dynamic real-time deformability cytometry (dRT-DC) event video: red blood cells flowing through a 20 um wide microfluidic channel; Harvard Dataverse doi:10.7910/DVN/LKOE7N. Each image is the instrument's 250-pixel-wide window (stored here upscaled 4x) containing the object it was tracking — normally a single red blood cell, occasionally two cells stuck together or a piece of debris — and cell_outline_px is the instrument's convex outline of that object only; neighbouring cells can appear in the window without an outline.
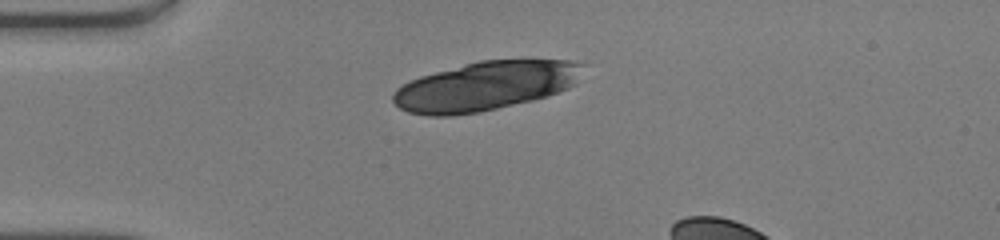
{"species": "human", "species_latin": "Homo sapiens", "temperature_condition": "warm", "stored_images_in_passage": 13, "camera_frame_rate_fps": 3000, "um_per_image_px": 0.085, "donor": {"sex": "male"}, "frame": {"image": 1, "passage_image": 1, "time_ms": 0.0, "image_size_px": [1000, 240], "cell_outline_px": [[588, 64], [576, 84], [568, 88], [532, 100], [480, 112], [452, 116], [428, 116], [408, 112], [400, 108], [392, 100], [392, 96], [396, 88], [420, 76], [464, 64], [480, 60], [568, 60]], "centroid_in_image_um": [41.28, 7.31], "position_along_channel_um": 43.7, "area_um2": 54.27}}